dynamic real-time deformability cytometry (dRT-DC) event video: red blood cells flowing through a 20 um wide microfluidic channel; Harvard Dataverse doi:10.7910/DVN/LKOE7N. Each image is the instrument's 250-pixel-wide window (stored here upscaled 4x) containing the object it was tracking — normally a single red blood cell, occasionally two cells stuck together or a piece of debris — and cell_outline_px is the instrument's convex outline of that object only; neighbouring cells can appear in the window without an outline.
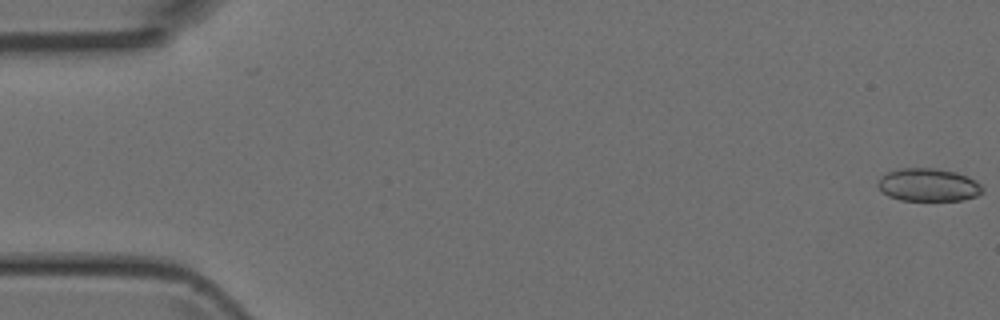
{"species": "Egyptian fruit bat (a non-hibernating species)", "species_latin": "Rousettus aegyptiacus", "temperature_condition": "room temperature", "stored_images_in_passage": 49, "camera_frame_rate_fps": 3000, "um_per_image_px": 0.085, "animal": {"sex": "female"}, "frame": {"image": 1, "passage_image": 1, "time_ms": 0.0, "image_size_px": [1000, 320], "cell_outline_px": [[984, 192], [976, 196], [964, 200], [900, 200], [888, 196], [880, 192], [876, 184], [880, 176], [888, 172], [900, 168], [936, 168], [956, 172], [968, 176], [976, 180], [984, 188]], "centroid_in_image_um": [78.9, 15.71], "position_along_channel_um": 6.1, "area_um2": 20.4}}
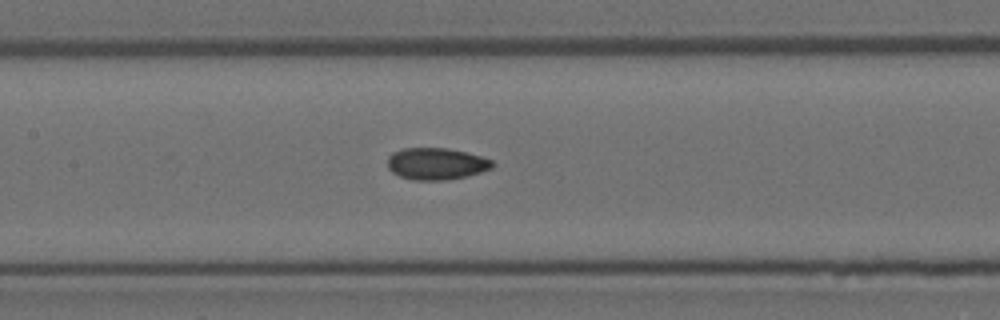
{"frame": {"image": 2, "passage_image": 23, "time_ms": 7.333, "image_size_px": [1000, 320], "cell_outline_px": [[496, 164], [492, 168], [480, 172], [464, 176], [444, 180], [412, 180], [400, 176], [392, 172], [388, 168], [388, 156], [392, 152], [404, 148], [448, 148], [480, 156], [492, 160]], "centroid_in_image_um": [37.06, 13.91], "position_along_channel_um": 170.3, "area_um2": 19.36}}
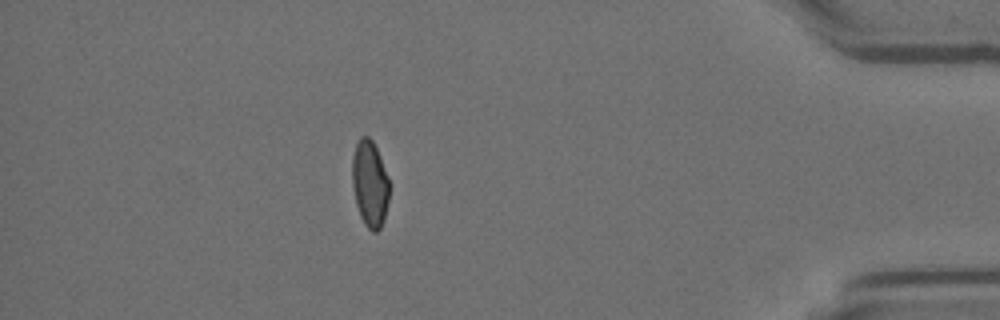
{"frame": {"image": 3, "passage_image": 43, "time_ms": 14.0, "image_size_px": [1000, 320], "cell_outline_px": [[388, 200], [384, 220], [380, 228], [376, 232], [372, 232], [364, 224], [360, 216], [356, 204], [352, 184], [352, 156], [356, 144], [360, 136], [368, 136], [372, 140], [376, 148], [388, 176]], "centroid_in_image_um": [31.42, 15.62], "position_along_channel_um": 403.8, "area_um2": 18.67}}